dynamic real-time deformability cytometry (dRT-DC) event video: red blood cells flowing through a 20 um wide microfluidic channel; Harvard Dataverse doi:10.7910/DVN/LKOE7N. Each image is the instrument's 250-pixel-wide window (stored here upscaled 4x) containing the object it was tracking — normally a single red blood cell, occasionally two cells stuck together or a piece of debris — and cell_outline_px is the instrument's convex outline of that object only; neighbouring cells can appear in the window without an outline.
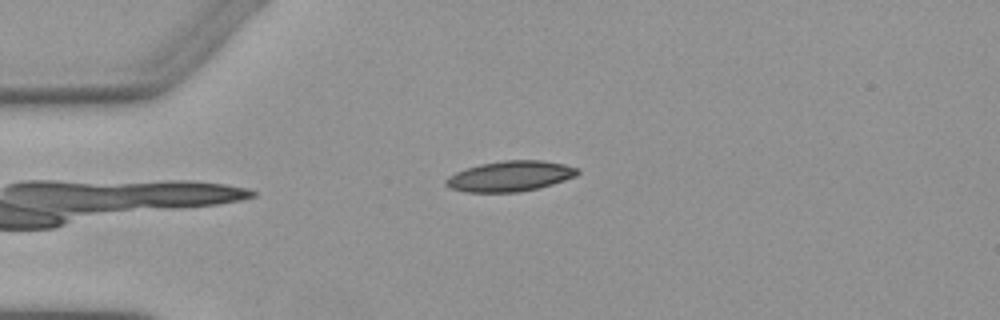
{"species": "Egyptian fruit bat (a non-hibernating species)", "species_latin": "Rousettus aegyptiacus", "temperature_condition": "warm", "stored_images_in_passage": 2, "camera_frame_rate_fps": 3000, "um_per_image_px": 0.085, "animal": {"sex": "female"}, "frame": {"image": 1, "passage_image": 2, "time_ms": 1.333, "image_size_px": [1000, 320], "cell_outline_px": [[580, 172], [576, 176], [552, 184], [520, 192], [464, 192], [452, 188], [444, 184], [444, 180], [448, 176], [456, 172], [480, 164], [504, 160], [544, 160], [564, 164], [580, 168]], "centroid_in_image_um": [43.37, 14.97], "position_along_channel_um": 41.6, "area_um2": 23.35}}